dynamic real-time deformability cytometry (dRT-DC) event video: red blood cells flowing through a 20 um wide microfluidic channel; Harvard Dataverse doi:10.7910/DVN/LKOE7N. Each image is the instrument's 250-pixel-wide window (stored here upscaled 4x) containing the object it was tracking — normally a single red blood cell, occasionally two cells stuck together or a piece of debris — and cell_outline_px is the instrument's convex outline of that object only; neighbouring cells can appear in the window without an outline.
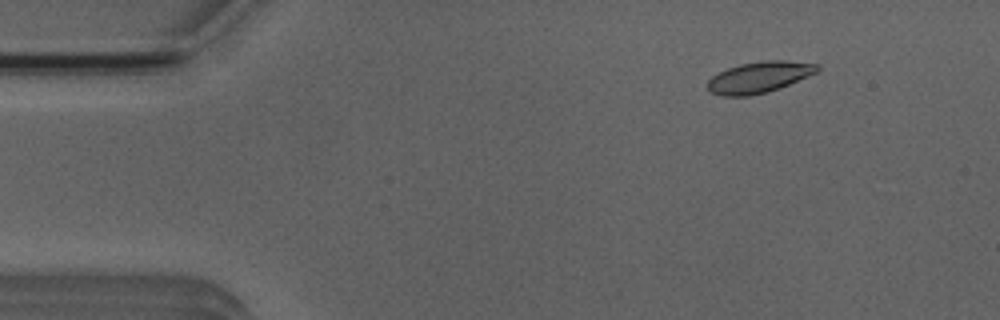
{"species": "Egyptian fruit bat (a non-hibernating species)", "species_latin": "Rousettus aegyptiacus", "temperature_condition": "room temperature", "stored_images_in_passage": 3, "camera_frame_rate_fps": 3000, "um_per_image_px": 0.085, "animal": {"sex": "male"}, "frame": {"image": 1, "passage_image": 1, "time_ms": 0.0, "image_size_px": [1000, 320], "cell_outline_px": [[820, 68], [816, 72], [780, 88], [768, 92], [748, 96], [724, 96], [712, 92], [708, 88], [708, 80], [712, 76], [728, 68], [740, 64], [764, 60], [784, 60], [820, 64]], "centroid_in_image_um": [64.54, 6.56], "position_along_channel_um": 20.5, "area_um2": 19.77}}